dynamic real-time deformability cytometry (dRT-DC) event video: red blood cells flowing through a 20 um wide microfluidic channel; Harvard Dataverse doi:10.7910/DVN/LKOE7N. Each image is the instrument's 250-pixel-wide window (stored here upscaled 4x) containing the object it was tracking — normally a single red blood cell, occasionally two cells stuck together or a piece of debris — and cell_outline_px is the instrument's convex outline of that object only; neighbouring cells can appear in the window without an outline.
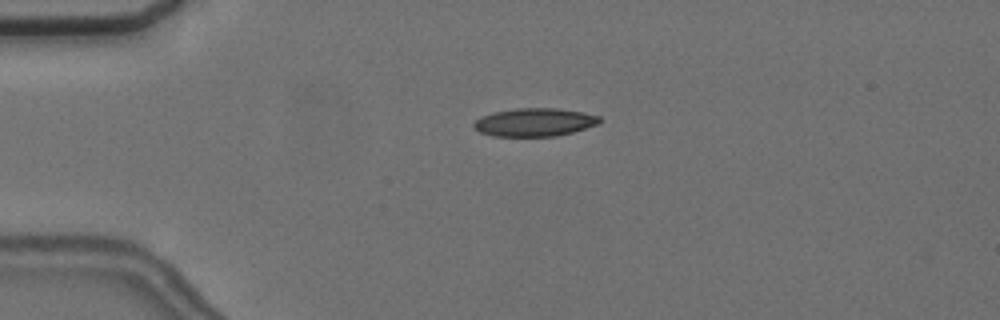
{"species": "common noctule bat (a hibernating species)", "species_latin": "Nyctalus noctula", "temperature_condition": "cold", "stored_images_in_passage": 5, "camera_frame_rate_fps": 3000, "um_per_image_px": 0.085, "animal": {"sex": "female", "body_mass_g": 24.6, "forearm_length_mm": 56.2}, "frame": {"image": 1, "passage_image": 4, "time_ms": 3.667, "image_size_px": [1000, 320], "cell_outline_px": [[600, 124], [572, 132], [556, 136], [492, 136], [480, 132], [472, 124], [476, 120], [484, 116], [496, 112], [516, 108], [556, 108], [584, 112], [600, 116]], "centroid_in_image_um": [45.48, 10.39], "position_along_channel_um": 39.5, "area_um2": 20.52}}